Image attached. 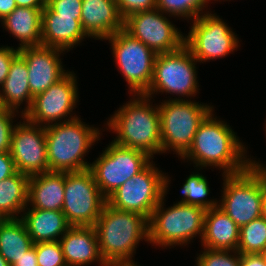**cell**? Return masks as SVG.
Instances as JSON below:
<instances>
[{"label": "cell", "instance_id": "1", "mask_svg": "<svg viewBox=\"0 0 266 266\" xmlns=\"http://www.w3.org/2000/svg\"><path fill=\"white\" fill-rule=\"evenodd\" d=\"M212 112L200 123L190 149L182 158L192 160L196 166L222 168L224 175L245 171L256 161L244 156L245 147L235 132L227 123L213 118Z\"/></svg>", "mask_w": 266, "mask_h": 266}, {"label": "cell", "instance_id": "2", "mask_svg": "<svg viewBox=\"0 0 266 266\" xmlns=\"http://www.w3.org/2000/svg\"><path fill=\"white\" fill-rule=\"evenodd\" d=\"M94 228L100 256L108 266L134 265L135 262L131 259L136 245L141 239L149 241V225L146 217L113 208L107 203Z\"/></svg>", "mask_w": 266, "mask_h": 266}, {"label": "cell", "instance_id": "3", "mask_svg": "<svg viewBox=\"0 0 266 266\" xmlns=\"http://www.w3.org/2000/svg\"><path fill=\"white\" fill-rule=\"evenodd\" d=\"M138 97L119 108L107 125L117 134L115 144L138 149L152 158L162 153L159 108L149 104V96Z\"/></svg>", "mask_w": 266, "mask_h": 266}, {"label": "cell", "instance_id": "4", "mask_svg": "<svg viewBox=\"0 0 266 266\" xmlns=\"http://www.w3.org/2000/svg\"><path fill=\"white\" fill-rule=\"evenodd\" d=\"M66 120L45 127L48 169L58 172L89 169L90 164L83 161V156L99 140V130L83 124L76 116L70 115Z\"/></svg>", "mask_w": 266, "mask_h": 266}, {"label": "cell", "instance_id": "5", "mask_svg": "<svg viewBox=\"0 0 266 266\" xmlns=\"http://www.w3.org/2000/svg\"><path fill=\"white\" fill-rule=\"evenodd\" d=\"M153 210L149 225V242L168 247L190 242L196 234H204V216L202 207L178 202L167 210L163 209V200Z\"/></svg>", "mask_w": 266, "mask_h": 266}, {"label": "cell", "instance_id": "6", "mask_svg": "<svg viewBox=\"0 0 266 266\" xmlns=\"http://www.w3.org/2000/svg\"><path fill=\"white\" fill-rule=\"evenodd\" d=\"M159 108L162 153L174 149L183 157L193 142L200 123L213 110L211 106L183 99H169Z\"/></svg>", "mask_w": 266, "mask_h": 266}, {"label": "cell", "instance_id": "7", "mask_svg": "<svg viewBox=\"0 0 266 266\" xmlns=\"http://www.w3.org/2000/svg\"><path fill=\"white\" fill-rule=\"evenodd\" d=\"M223 177V196L218 207L239 228L262 217L263 170L253 162L245 171Z\"/></svg>", "mask_w": 266, "mask_h": 266}, {"label": "cell", "instance_id": "8", "mask_svg": "<svg viewBox=\"0 0 266 266\" xmlns=\"http://www.w3.org/2000/svg\"><path fill=\"white\" fill-rule=\"evenodd\" d=\"M167 178L150 162L112 193L107 198V204L119 210L141 214L149 220L167 192Z\"/></svg>", "mask_w": 266, "mask_h": 266}, {"label": "cell", "instance_id": "9", "mask_svg": "<svg viewBox=\"0 0 266 266\" xmlns=\"http://www.w3.org/2000/svg\"><path fill=\"white\" fill-rule=\"evenodd\" d=\"M151 157L143 151L115 144L113 141L95 162L90 164L94 180L107 199L121 185L140 173Z\"/></svg>", "mask_w": 266, "mask_h": 266}, {"label": "cell", "instance_id": "10", "mask_svg": "<svg viewBox=\"0 0 266 266\" xmlns=\"http://www.w3.org/2000/svg\"><path fill=\"white\" fill-rule=\"evenodd\" d=\"M195 62L198 61L185 45L173 52L157 54L152 81L145 95L151 98L155 92H166L195 96L198 92Z\"/></svg>", "mask_w": 266, "mask_h": 266}, {"label": "cell", "instance_id": "11", "mask_svg": "<svg viewBox=\"0 0 266 266\" xmlns=\"http://www.w3.org/2000/svg\"><path fill=\"white\" fill-rule=\"evenodd\" d=\"M106 203L89 169L65 172L62 212L71 226H94Z\"/></svg>", "mask_w": 266, "mask_h": 266}, {"label": "cell", "instance_id": "12", "mask_svg": "<svg viewBox=\"0 0 266 266\" xmlns=\"http://www.w3.org/2000/svg\"><path fill=\"white\" fill-rule=\"evenodd\" d=\"M113 57L132 94H145L153 76L154 62L157 54L124 29L109 36Z\"/></svg>", "mask_w": 266, "mask_h": 266}, {"label": "cell", "instance_id": "13", "mask_svg": "<svg viewBox=\"0 0 266 266\" xmlns=\"http://www.w3.org/2000/svg\"><path fill=\"white\" fill-rule=\"evenodd\" d=\"M193 21L184 45L198 62L222 58L237 49V35L219 16L206 13Z\"/></svg>", "mask_w": 266, "mask_h": 266}, {"label": "cell", "instance_id": "14", "mask_svg": "<svg viewBox=\"0 0 266 266\" xmlns=\"http://www.w3.org/2000/svg\"><path fill=\"white\" fill-rule=\"evenodd\" d=\"M123 29L156 54L173 52L184 45L185 36L157 8L128 16Z\"/></svg>", "mask_w": 266, "mask_h": 266}, {"label": "cell", "instance_id": "15", "mask_svg": "<svg viewBox=\"0 0 266 266\" xmlns=\"http://www.w3.org/2000/svg\"><path fill=\"white\" fill-rule=\"evenodd\" d=\"M75 74L68 72L47 90L33 97L31 107L22 115L36 125L49 126L60 121L74 109L78 99ZM57 120V121H56Z\"/></svg>", "mask_w": 266, "mask_h": 266}, {"label": "cell", "instance_id": "16", "mask_svg": "<svg viewBox=\"0 0 266 266\" xmlns=\"http://www.w3.org/2000/svg\"><path fill=\"white\" fill-rule=\"evenodd\" d=\"M23 122L16 124L11 136L10 155L16 170L28 176L49 171L45 126Z\"/></svg>", "mask_w": 266, "mask_h": 266}, {"label": "cell", "instance_id": "17", "mask_svg": "<svg viewBox=\"0 0 266 266\" xmlns=\"http://www.w3.org/2000/svg\"><path fill=\"white\" fill-rule=\"evenodd\" d=\"M61 53V49L43 45L19 49V54L27 64L29 88L33 97L47 90L68 73L61 65Z\"/></svg>", "mask_w": 266, "mask_h": 266}, {"label": "cell", "instance_id": "18", "mask_svg": "<svg viewBox=\"0 0 266 266\" xmlns=\"http://www.w3.org/2000/svg\"><path fill=\"white\" fill-rule=\"evenodd\" d=\"M81 27L88 37L106 39L123 29L116 0H82Z\"/></svg>", "mask_w": 266, "mask_h": 266}, {"label": "cell", "instance_id": "19", "mask_svg": "<svg viewBox=\"0 0 266 266\" xmlns=\"http://www.w3.org/2000/svg\"><path fill=\"white\" fill-rule=\"evenodd\" d=\"M59 239L67 266H83L95 260L108 266L100 256L94 226H71Z\"/></svg>", "mask_w": 266, "mask_h": 266}, {"label": "cell", "instance_id": "20", "mask_svg": "<svg viewBox=\"0 0 266 266\" xmlns=\"http://www.w3.org/2000/svg\"><path fill=\"white\" fill-rule=\"evenodd\" d=\"M84 36L80 19L57 16L47 5L42 9L41 45L69 51Z\"/></svg>", "mask_w": 266, "mask_h": 266}, {"label": "cell", "instance_id": "21", "mask_svg": "<svg viewBox=\"0 0 266 266\" xmlns=\"http://www.w3.org/2000/svg\"><path fill=\"white\" fill-rule=\"evenodd\" d=\"M65 191V172L46 171L30 176L28 204L32 208L62 211Z\"/></svg>", "mask_w": 266, "mask_h": 266}, {"label": "cell", "instance_id": "22", "mask_svg": "<svg viewBox=\"0 0 266 266\" xmlns=\"http://www.w3.org/2000/svg\"><path fill=\"white\" fill-rule=\"evenodd\" d=\"M239 234L240 228L218 206L206 210L204 234L201 240L204 248L237 251Z\"/></svg>", "mask_w": 266, "mask_h": 266}, {"label": "cell", "instance_id": "23", "mask_svg": "<svg viewBox=\"0 0 266 266\" xmlns=\"http://www.w3.org/2000/svg\"><path fill=\"white\" fill-rule=\"evenodd\" d=\"M20 219L34 244L59 241V236L61 238L71 227L62 211L31 208Z\"/></svg>", "mask_w": 266, "mask_h": 266}, {"label": "cell", "instance_id": "24", "mask_svg": "<svg viewBox=\"0 0 266 266\" xmlns=\"http://www.w3.org/2000/svg\"><path fill=\"white\" fill-rule=\"evenodd\" d=\"M42 9L16 7L2 19L4 28L20 40L18 49L41 45Z\"/></svg>", "mask_w": 266, "mask_h": 266}, {"label": "cell", "instance_id": "25", "mask_svg": "<svg viewBox=\"0 0 266 266\" xmlns=\"http://www.w3.org/2000/svg\"><path fill=\"white\" fill-rule=\"evenodd\" d=\"M28 69L25 59L18 54L11 62L9 73L2 85L0 93L3 104L7 109L16 110L26 101V109L21 116L31 107L33 96L30 93Z\"/></svg>", "mask_w": 266, "mask_h": 266}, {"label": "cell", "instance_id": "26", "mask_svg": "<svg viewBox=\"0 0 266 266\" xmlns=\"http://www.w3.org/2000/svg\"><path fill=\"white\" fill-rule=\"evenodd\" d=\"M33 245L34 243L20 217L17 219H5L0 224V254L10 266Z\"/></svg>", "mask_w": 266, "mask_h": 266}, {"label": "cell", "instance_id": "27", "mask_svg": "<svg viewBox=\"0 0 266 266\" xmlns=\"http://www.w3.org/2000/svg\"><path fill=\"white\" fill-rule=\"evenodd\" d=\"M29 178L17 171L0 181V215L4 219H17L18 213L27 207Z\"/></svg>", "mask_w": 266, "mask_h": 266}, {"label": "cell", "instance_id": "28", "mask_svg": "<svg viewBox=\"0 0 266 266\" xmlns=\"http://www.w3.org/2000/svg\"><path fill=\"white\" fill-rule=\"evenodd\" d=\"M266 245V218L260 217L240 227L237 251L240 254H260Z\"/></svg>", "mask_w": 266, "mask_h": 266}, {"label": "cell", "instance_id": "29", "mask_svg": "<svg viewBox=\"0 0 266 266\" xmlns=\"http://www.w3.org/2000/svg\"><path fill=\"white\" fill-rule=\"evenodd\" d=\"M208 186V181L203 175L191 174L183 185L182 193L185 197L180 202L199 206L205 210L218 206V202L205 199L210 192Z\"/></svg>", "mask_w": 266, "mask_h": 266}, {"label": "cell", "instance_id": "30", "mask_svg": "<svg viewBox=\"0 0 266 266\" xmlns=\"http://www.w3.org/2000/svg\"><path fill=\"white\" fill-rule=\"evenodd\" d=\"M210 0H156V8L162 13L196 20Z\"/></svg>", "mask_w": 266, "mask_h": 266}, {"label": "cell", "instance_id": "31", "mask_svg": "<svg viewBox=\"0 0 266 266\" xmlns=\"http://www.w3.org/2000/svg\"><path fill=\"white\" fill-rule=\"evenodd\" d=\"M38 266H67L59 241L36 243Z\"/></svg>", "mask_w": 266, "mask_h": 266}, {"label": "cell", "instance_id": "32", "mask_svg": "<svg viewBox=\"0 0 266 266\" xmlns=\"http://www.w3.org/2000/svg\"><path fill=\"white\" fill-rule=\"evenodd\" d=\"M204 250L205 251L197 257V266L240 265V253L238 251H233L235 255L234 256L231 255L230 250H211L207 248H205Z\"/></svg>", "mask_w": 266, "mask_h": 266}, {"label": "cell", "instance_id": "33", "mask_svg": "<svg viewBox=\"0 0 266 266\" xmlns=\"http://www.w3.org/2000/svg\"><path fill=\"white\" fill-rule=\"evenodd\" d=\"M46 5L57 16L81 18L82 0H46Z\"/></svg>", "mask_w": 266, "mask_h": 266}, {"label": "cell", "instance_id": "34", "mask_svg": "<svg viewBox=\"0 0 266 266\" xmlns=\"http://www.w3.org/2000/svg\"><path fill=\"white\" fill-rule=\"evenodd\" d=\"M15 111L11 109H5L0 113V152H10L13 119Z\"/></svg>", "mask_w": 266, "mask_h": 266}, {"label": "cell", "instance_id": "35", "mask_svg": "<svg viewBox=\"0 0 266 266\" xmlns=\"http://www.w3.org/2000/svg\"><path fill=\"white\" fill-rule=\"evenodd\" d=\"M116 4L123 20L134 13L156 8V0H116Z\"/></svg>", "mask_w": 266, "mask_h": 266}, {"label": "cell", "instance_id": "36", "mask_svg": "<svg viewBox=\"0 0 266 266\" xmlns=\"http://www.w3.org/2000/svg\"><path fill=\"white\" fill-rule=\"evenodd\" d=\"M19 54V49L0 47V86L6 79L12 60Z\"/></svg>", "mask_w": 266, "mask_h": 266}, {"label": "cell", "instance_id": "37", "mask_svg": "<svg viewBox=\"0 0 266 266\" xmlns=\"http://www.w3.org/2000/svg\"><path fill=\"white\" fill-rule=\"evenodd\" d=\"M17 172L10 152H0V181Z\"/></svg>", "mask_w": 266, "mask_h": 266}, {"label": "cell", "instance_id": "38", "mask_svg": "<svg viewBox=\"0 0 266 266\" xmlns=\"http://www.w3.org/2000/svg\"><path fill=\"white\" fill-rule=\"evenodd\" d=\"M12 266H38L36 256V243L23 256H21Z\"/></svg>", "mask_w": 266, "mask_h": 266}, {"label": "cell", "instance_id": "39", "mask_svg": "<svg viewBox=\"0 0 266 266\" xmlns=\"http://www.w3.org/2000/svg\"><path fill=\"white\" fill-rule=\"evenodd\" d=\"M239 266H266V261L260 254H240Z\"/></svg>", "mask_w": 266, "mask_h": 266}, {"label": "cell", "instance_id": "40", "mask_svg": "<svg viewBox=\"0 0 266 266\" xmlns=\"http://www.w3.org/2000/svg\"><path fill=\"white\" fill-rule=\"evenodd\" d=\"M16 7L15 0H0V20L13 12Z\"/></svg>", "mask_w": 266, "mask_h": 266}, {"label": "cell", "instance_id": "41", "mask_svg": "<svg viewBox=\"0 0 266 266\" xmlns=\"http://www.w3.org/2000/svg\"><path fill=\"white\" fill-rule=\"evenodd\" d=\"M17 7L44 8L46 0H15Z\"/></svg>", "mask_w": 266, "mask_h": 266}, {"label": "cell", "instance_id": "42", "mask_svg": "<svg viewBox=\"0 0 266 266\" xmlns=\"http://www.w3.org/2000/svg\"><path fill=\"white\" fill-rule=\"evenodd\" d=\"M262 217L266 218V174L264 173V171H263Z\"/></svg>", "mask_w": 266, "mask_h": 266}, {"label": "cell", "instance_id": "43", "mask_svg": "<svg viewBox=\"0 0 266 266\" xmlns=\"http://www.w3.org/2000/svg\"><path fill=\"white\" fill-rule=\"evenodd\" d=\"M0 266H10V264L5 260V258L0 254Z\"/></svg>", "mask_w": 266, "mask_h": 266}, {"label": "cell", "instance_id": "44", "mask_svg": "<svg viewBox=\"0 0 266 266\" xmlns=\"http://www.w3.org/2000/svg\"><path fill=\"white\" fill-rule=\"evenodd\" d=\"M5 109H6V107L4 106L2 97L0 95V113L3 112Z\"/></svg>", "mask_w": 266, "mask_h": 266}, {"label": "cell", "instance_id": "45", "mask_svg": "<svg viewBox=\"0 0 266 266\" xmlns=\"http://www.w3.org/2000/svg\"><path fill=\"white\" fill-rule=\"evenodd\" d=\"M260 255L265 259L266 261V245L265 247L263 248L262 252L260 253Z\"/></svg>", "mask_w": 266, "mask_h": 266}, {"label": "cell", "instance_id": "46", "mask_svg": "<svg viewBox=\"0 0 266 266\" xmlns=\"http://www.w3.org/2000/svg\"><path fill=\"white\" fill-rule=\"evenodd\" d=\"M263 171H264V173L266 174V167L264 166L263 167V165H260L258 162L256 163Z\"/></svg>", "mask_w": 266, "mask_h": 266}, {"label": "cell", "instance_id": "47", "mask_svg": "<svg viewBox=\"0 0 266 266\" xmlns=\"http://www.w3.org/2000/svg\"><path fill=\"white\" fill-rule=\"evenodd\" d=\"M5 219L0 215V224L4 221Z\"/></svg>", "mask_w": 266, "mask_h": 266}, {"label": "cell", "instance_id": "48", "mask_svg": "<svg viewBox=\"0 0 266 266\" xmlns=\"http://www.w3.org/2000/svg\"><path fill=\"white\" fill-rule=\"evenodd\" d=\"M137 263H135L134 265H126V266H138V265H136Z\"/></svg>", "mask_w": 266, "mask_h": 266}]
</instances>
